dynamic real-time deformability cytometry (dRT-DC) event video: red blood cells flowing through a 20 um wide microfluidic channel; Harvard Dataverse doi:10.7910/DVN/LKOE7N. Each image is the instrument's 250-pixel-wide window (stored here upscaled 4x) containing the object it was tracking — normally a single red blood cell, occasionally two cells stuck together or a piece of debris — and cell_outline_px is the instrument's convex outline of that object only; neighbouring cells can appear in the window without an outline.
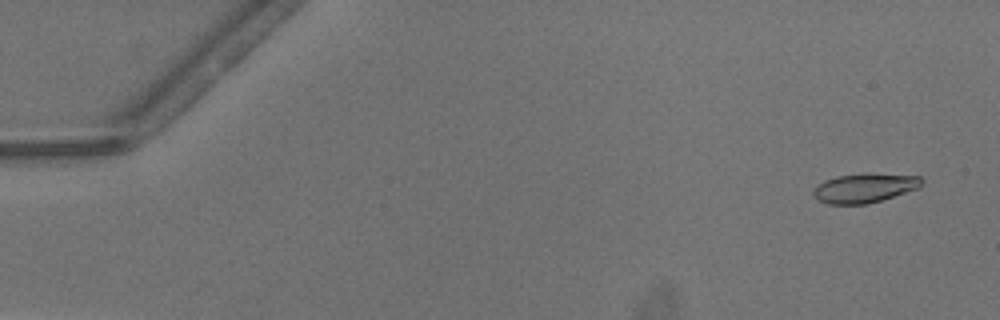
{"species": "common noctule bat (a hibernating species)", "species_latin": "Nyctalus noctula", "temperature_condition": "warm", "stored_images_in_passage": 51, "camera_frame_rate_fps": 3000, "um_per_image_px": 0.085, "animal": {"sex": "male", "body_mass_g": 13.3}, "frame": {"image": 1, "passage_image": 3, "time_ms": 0.667, "image_size_px": [1000, 320], "cell_outline_px": [[924, 184], [920, 188], [880, 200], [864, 204], [828, 204], [820, 200], [812, 192], [824, 180], [836, 176], [864, 172], [868, 172], [920, 176], [924, 180]], "centroid_in_image_um": [73.56, 15.94], "position_along_channel_um": 11.4, "area_um2": 18.61}}
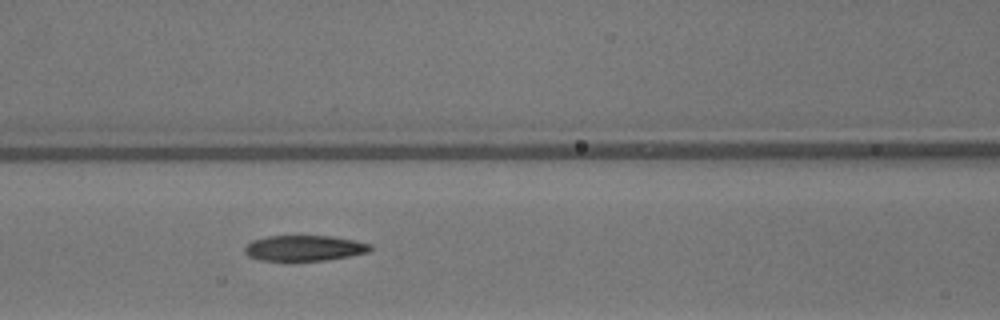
{"frame": {"image": 2, "passage_image": 23, "time_ms": 7.333, "image_size_px": [1000, 320], "cell_outline_px": [[372, 248], [368, 252], [348, 256], [324, 260], [260, 260], [248, 256], [244, 252], [244, 248], [252, 240], [268, 236], [332, 236], [372, 244]], "centroid_in_image_um": [25.85, 21.08], "position_along_channel_um": 140.7, "area_um2": 18.5}}
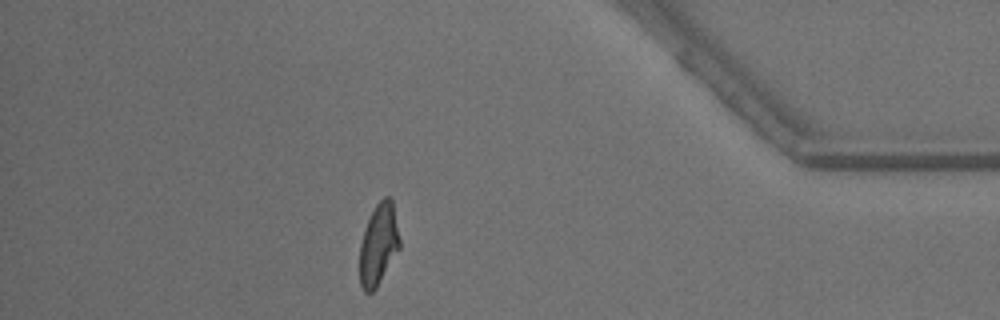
{"frame": {"image": 3, "passage_image": 45, "time_ms": 14.667, "image_size_px": [1000, 320], "cell_outline_px": [[400, 248], [376, 288], [372, 292], [364, 292], [360, 284], [360, 244], [364, 228], [376, 204], [384, 196], [388, 196], [392, 200], [400, 240]], "centroid_in_image_um": [32.17, 20.78], "position_along_channel_um": 403.0, "area_um2": 18.84}, "authors_computed_cell_mechanics": {"area_um2": 19.3052, "velocity_mm_per_s": 4.1383, "shape_relaxation_time_tau1_ms": 5.6491, "shape_relaxation_time_tau2_ms": 1.5133, "deformation_change_tau1": 0.2163, "deformation_change_tau2": 0.0873}}